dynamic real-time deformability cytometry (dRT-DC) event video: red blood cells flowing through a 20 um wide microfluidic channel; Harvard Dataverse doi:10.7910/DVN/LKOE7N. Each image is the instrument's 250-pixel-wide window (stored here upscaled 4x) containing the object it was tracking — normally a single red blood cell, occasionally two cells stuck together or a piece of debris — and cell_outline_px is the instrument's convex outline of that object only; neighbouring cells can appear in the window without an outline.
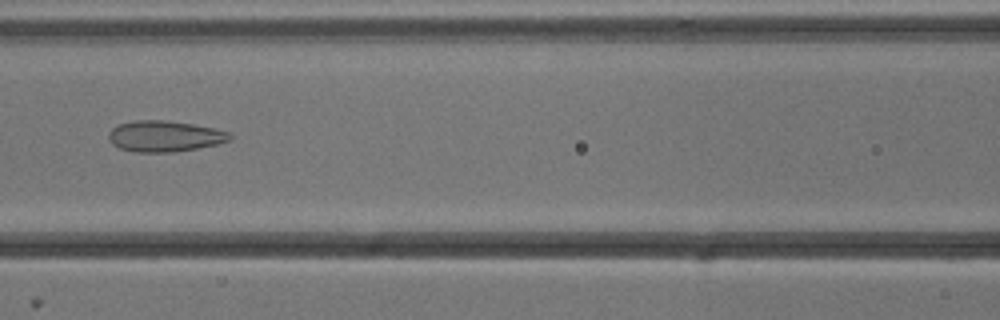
{"species": "common noctule bat (a hibernating species)", "species_latin": "Nyctalus noctula", "temperature_condition": "cold", "stored_images_in_passage": 54, "camera_frame_rate_fps": 3000, "um_per_image_px": 0.085, "animal": {"sex": "male", "body_mass_g": 13.3}, "frame": {"image": 1, "passage_image": 24, "time_ms": 7.667, "image_size_px": [1000, 320], "cell_outline_px": [[232, 140], [216, 144], [196, 148], [172, 152], [136, 152], [120, 148], [112, 144], [108, 140], [108, 132], [112, 128], [120, 124], [136, 120], [164, 120], [192, 124], [216, 128], [232, 132]], "centroid_in_image_um": [14.01, 11.57], "position_along_channel_um": 152.6, "area_um2": 21.96}}
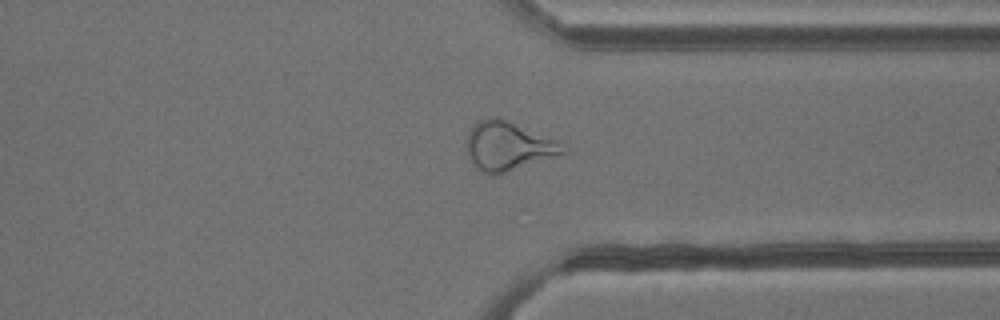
{"frame": {"image": 2, "passage_image": 41, "time_ms": 13.333, "image_size_px": [1000, 320], "cell_outline_px": [[568, 152], [560, 156], [496, 176], [488, 176], [480, 172], [476, 168], [468, 156], [464, 144], [468, 132], [472, 124], [484, 116], [492, 116], [504, 120], [560, 140], [568, 148]], "centroid_in_image_um": [43.19, 12.45], "position_along_channel_um": 368.2, "area_um2": 28.55}}
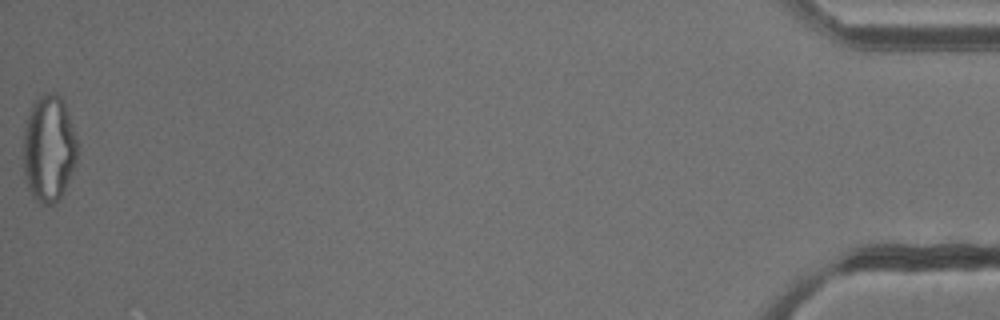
{"frame": {"image": 3, "passage_image": 54, "time_ms": 17.667, "image_size_px": [1000, 320], "cell_outline_px": [[76, 164], [60, 196], [52, 204], [40, 204], [32, 196], [24, 180], [20, 156], [24, 128], [32, 104], [40, 96], [48, 92], [56, 92], [64, 100], [76, 136]], "centroid_in_image_um": [4.09, 12.61], "position_along_channel_um": 431.1, "area_um2": 34.22}, "authors_computed_cell_mechanics": {"area_um2": 28.4087, "velocity_mm_per_s": 3.8315, "shape_relaxation_time_tau1_ms": null, "shape_relaxation_time_tau2_ms": 2.0055, "deformation_change_tau1": null, "deformation_change_tau2": 0.1183}}